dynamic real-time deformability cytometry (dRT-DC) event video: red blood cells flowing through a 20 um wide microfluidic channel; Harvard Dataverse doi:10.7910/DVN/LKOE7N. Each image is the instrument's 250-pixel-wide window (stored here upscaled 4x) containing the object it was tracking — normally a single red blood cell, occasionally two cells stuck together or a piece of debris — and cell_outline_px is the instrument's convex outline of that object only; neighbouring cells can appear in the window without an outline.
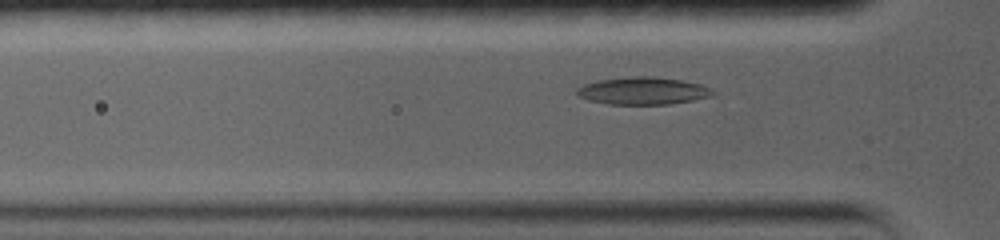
{"species": "common noctule bat (a hibernating species)", "species_latin": "Nyctalus noctula", "temperature_condition": "warm", "stored_images_in_passage": 31, "camera_frame_rate_fps": 5000, "um_per_image_px": 0.085, "animal": {"sex": "female", "body_mass_g": 19.0, "forearm_length_mm": 56.7}, "frame": {"image": 1, "passage_image": 9, "time_ms": 3.4, "image_size_px": [1000, 240], "cell_outline_px": [[716, 92], [712, 96], [692, 100], [668, 104], [608, 104], [588, 100], [580, 96], [576, 92], [576, 88], [584, 84], [600, 80], [632, 76], [656, 76], [680, 80], [700, 84], [712, 88]], "centroid_in_image_um": [54.67, 7.71], "position_along_channel_um": 71.1, "area_um2": 21.68}}
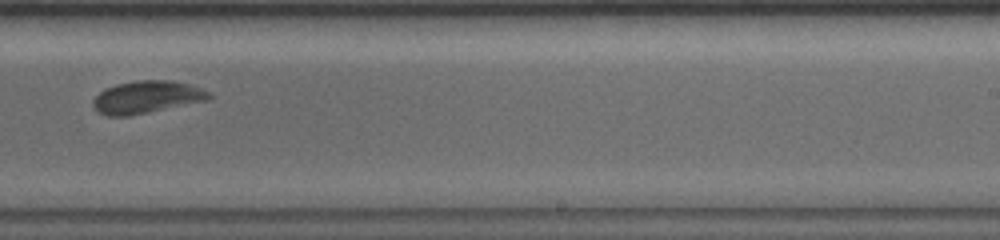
{"frame": {"image": 2, "passage_image": 22, "time_ms": 9.0, "image_size_px": [1000, 240], "cell_outline_px": [[212, 96], [208, 100], [128, 116], [108, 116], [100, 112], [92, 104], [92, 100], [104, 88], [116, 84], [136, 80], [172, 80], [188, 84], [212, 92]], "centroid_in_image_um": [12.48, 8.24], "position_along_channel_um": 276.5, "area_um2": 21.85}}
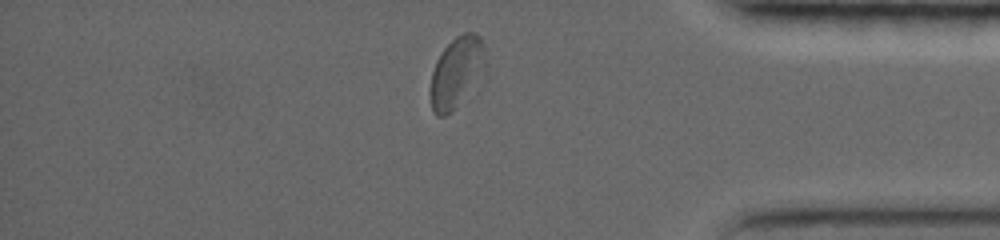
{"frame": {"image": 3, "passage_image": 31, "time_ms": 12.8, "image_size_px": [1000, 240], "cell_outline_px": [[484, 60], [452, 108], [444, 116], [436, 116], [432, 108], [428, 92], [428, 88], [432, 72], [436, 60], [444, 48], [456, 36], [464, 32], [472, 32], [480, 36], [484, 44]], "centroid_in_image_um": [38.65, 6.04], "position_along_channel_um": 396.5, "area_um2": 20.81}, "authors_computed_cell_mechanics": {"area_um2": 22.1374, "velocity_mm_per_s": 3.6686, "shape_relaxation_time_tau1_ms": 5.764, "shape_relaxation_time_tau2_ms": 2.089, "deformation_change_tau1": 0.1357, "deformation_change_tau2": 0.0598}}